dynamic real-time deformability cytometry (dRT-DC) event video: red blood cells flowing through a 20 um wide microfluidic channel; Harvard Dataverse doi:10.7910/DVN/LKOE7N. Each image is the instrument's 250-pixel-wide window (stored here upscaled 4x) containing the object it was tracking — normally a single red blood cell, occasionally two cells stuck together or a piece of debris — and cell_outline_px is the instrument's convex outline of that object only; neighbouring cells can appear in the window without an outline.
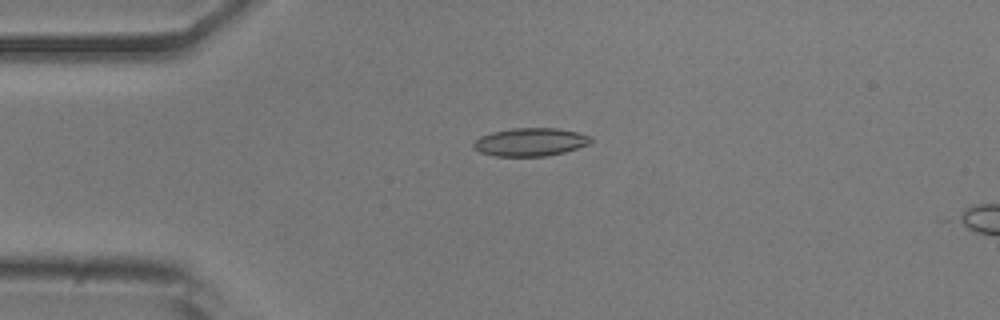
{"species": "common noctule bat (a hibernating species)", "species_latin": "Nyctalus noctula", "temperature_condition": "room temperature", "stored_images_in_passage": 16, "camera_frame_rate_fps": 3000, "um_per_image_px": 0.085, "animal": {"sex": "male", "body_mass_g": 20.5, "forearm_length_mm": 52.5}, "frame": {"image": 1, "passage_image": 12, "time_ms": 3.667, "image_size_px": [1000, 320], "cell_outline_px": [[592, 140], [588, 144], [564, 152], [544, 156], [496, 156], [480, 152], [472, 148], [472, 144], [480, 136], [492, 132], [512, 128], [556, 128], [576, 132], [592, 136]], "centroid_in_image_um": [45.05, 12.07], "position_along_channel_um": 40.0, "area_um2": 19.13}}